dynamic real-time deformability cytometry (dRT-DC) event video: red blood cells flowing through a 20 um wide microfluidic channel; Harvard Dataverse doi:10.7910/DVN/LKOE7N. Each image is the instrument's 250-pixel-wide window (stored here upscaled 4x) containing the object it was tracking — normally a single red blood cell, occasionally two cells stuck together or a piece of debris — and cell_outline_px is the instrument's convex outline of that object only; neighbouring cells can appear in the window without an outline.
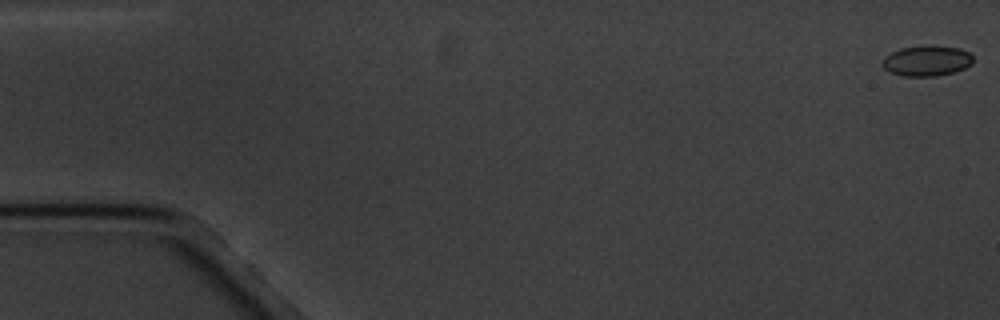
{"species": "common noctule bat (a hibernating species)", "species_latin": "Nyctalus noctula", "temperature_condition": "cold", "stored_images_in_passage": 8, "camera_frame_rate_fps": 3000, "um_per_image_px": 0.085, "animal": {"sex": "male", "body_mass_g": 20.1, "forearm_length_mm": 53.5}, "frame": {"image": 1, "passage_image": 1, "time_ms": 0.0, "image_size_px": [1000, 320], "cell_outline_px": [[972, 64], [964, 68], [952, 72], [936, 76], [904, 76], [888, 72], [880, 64], [880, 60], [884, 56], [900, 48], [960, 48], [968, 52], [972, 56]], "centroid_in_image_um": [78.7, 5.22], "position_along_channel_um": 6.3, "area_um2": 15.55}}
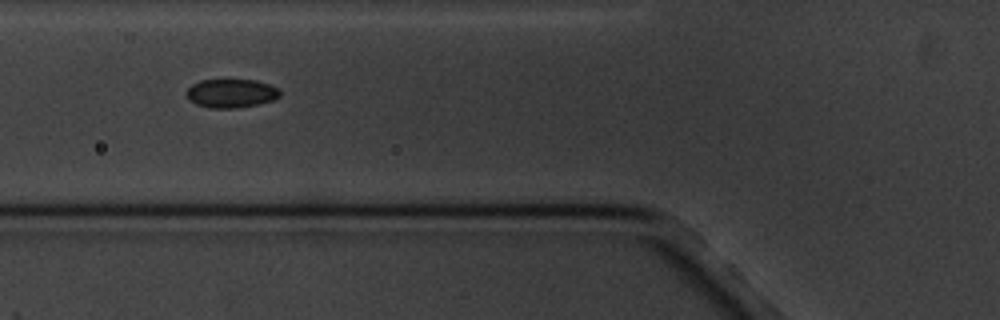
{"frame": {"image": 2, "passage_image": 7, "time_ms": 7.0, "image_size_px": [1000, 320], "cell_outline_px": [[280, 96], [272, 100], [260, 104], [236, 108], [208, 108], [196, 104], [188, 100], [184, 92], [192, 84], [200, 80], [256, 80], [268, 84], [276, 88], [280, 92]], "centroid_in_image_um": [19.6, 7.94], "position_along_channel_um": 106.2, "area_um2": 15.72}}
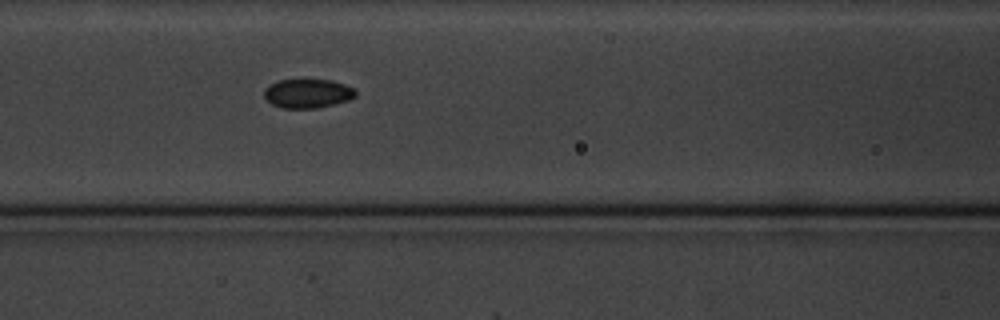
{"frame": {"image": 3, "passage_image": 8, "time_ms": 8.0, "image_size_px": [1000, 320], "cell_outline_px": [[356, 96], [348, 100], [316, 108], [280, 108], [272, 104], [264, 96], [264, 88], [280, 80], [332, 80], [356, 88]], "centroid_in_image_um": [26.17, 7.94], "position_along_channel_um": 140.4, "area_um2": 15.37}}